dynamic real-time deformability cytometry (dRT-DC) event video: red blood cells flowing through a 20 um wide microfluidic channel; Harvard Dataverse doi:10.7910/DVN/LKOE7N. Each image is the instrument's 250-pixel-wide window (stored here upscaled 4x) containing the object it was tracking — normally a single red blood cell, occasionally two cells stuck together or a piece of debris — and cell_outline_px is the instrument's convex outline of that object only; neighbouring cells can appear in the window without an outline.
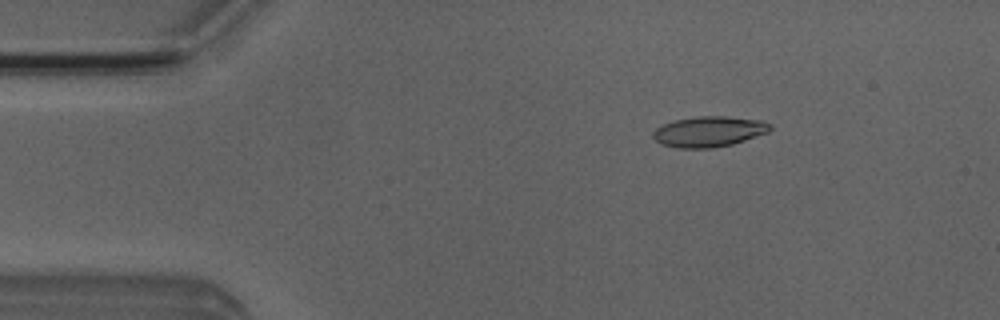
{"species": "Egyptian fruit bat (a non-hibernating species)", "species_latin": "Rousettus aegyptiacus", "temperature_condition": "room temperature", "stored_images_in_passage": 5, "camera_frame_rate_fps": 3000, "um_per_image_px": 0.085, "animal": {"sex": "male"}, "frame": {"image": 1, "passage_image": 3, "time_ms": 2.333, "image_size_px": [1000, 320], "cell_outline_px": [[772, 128], [768, 132], [732, 144], [712, 148], [676, 148], [660, 144], [652, 136], [652, 132], [656, 128], [664, 124], [676, 120], [696, 116], [728, 116], [760, 120], [772, 124]], "centroid_in_image_um": [60.25, 11.18], "position_along_channel_um": 24.8, "area_um2": 20.87}}